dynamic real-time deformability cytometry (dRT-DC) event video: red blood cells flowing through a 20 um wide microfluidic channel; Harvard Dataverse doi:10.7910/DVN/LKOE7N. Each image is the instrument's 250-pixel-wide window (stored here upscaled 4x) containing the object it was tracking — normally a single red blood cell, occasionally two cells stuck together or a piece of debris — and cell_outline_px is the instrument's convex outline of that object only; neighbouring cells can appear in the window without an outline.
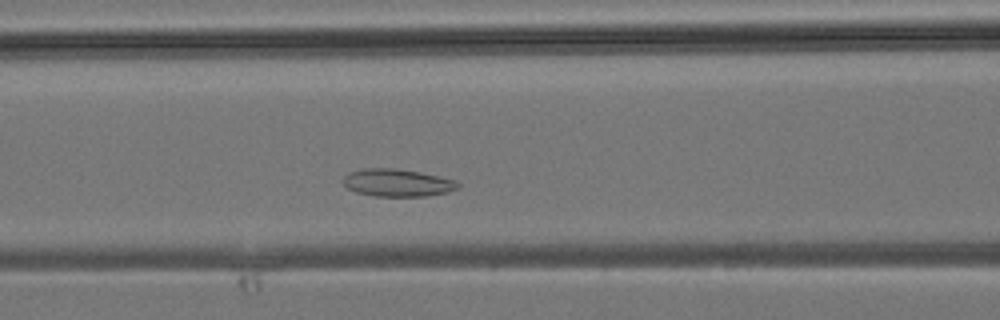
{"species": "common noctule bat (a hibernating species)", "species_latin": "Nyctalus noctula", "temperature_condition": "room temperature", "stored_images_in_passage": 25, "camera_frame_rate_fps": 3000, "um_per_image_px": 0.085, "animal": {"sex": "male", "body_mass_g": 19.2, "forearm_length_mm": 51.8}, "frame": {"image": 1, "passage_image": 9, "time_ms": 2.667, "image_size_px": [1000, 320], "cell_outline_px": [[460, 188], [448, 192], [428, 196], [376, 196], [356, 192], [348, 188], [344, 184], [344, 176], [348, 172], [364, 168], [396, 168], [420, 172], [456, 180], [460, 184]], "centroid_in_image_um": [33.8, 15.53], "position_along_channel_um": 132.8, "area_um2": 18.5}}
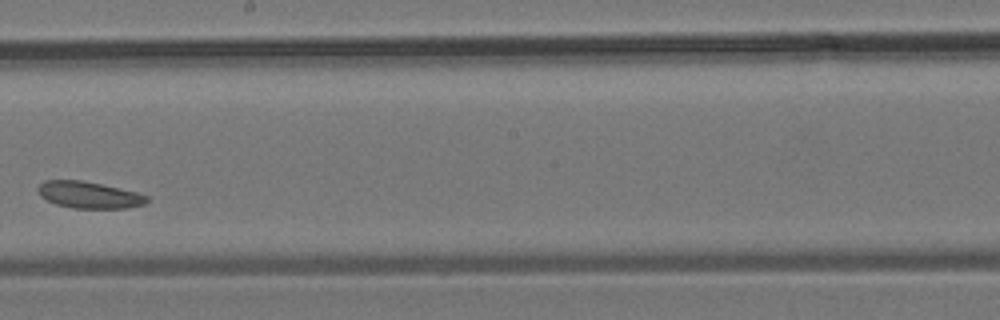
{"frame": {"image": 2, "passage_image": 15, "time_ms": 4.667, "image_size_px": [1000, 320], "cell_outline_px": [[148, 200], [144, 204], [128, 208], [72, 208], [56, 204], [40, 196], [36, 192], [36, 188], [44, 180], [84, 180], [136, 192], [148, 196]], "centroid_in_image_um": [7.53, 16.56], "position_along_channel_um": 240.7, "area_um2": 16.99}}
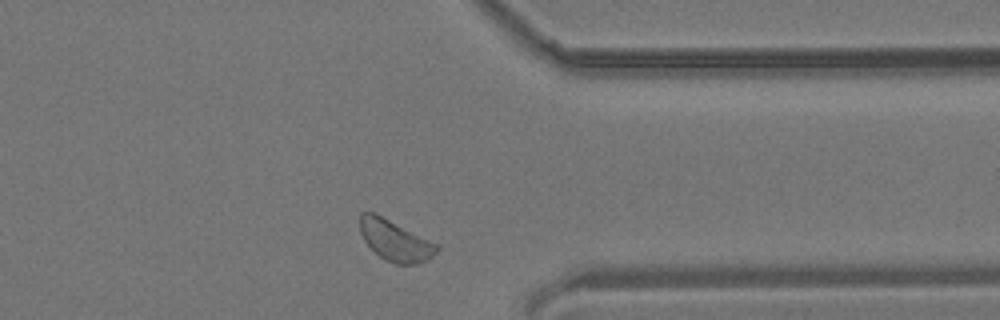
{"frame": {"image": 3, "passage_image": 23, "time_ms": 7.333, "image_size_px": [1000, 320], "cell_outline_px": [[440, 248], [428, 260], [416, 264], [396, 264], [384, 260], [364, 240], [360, 232], [360, 212], [376, 212], [440, 244]], "centroid_in_image_um": [33.62, 20.42], "position_along_channel_um": 377.8, "area_um2": 18.61}}